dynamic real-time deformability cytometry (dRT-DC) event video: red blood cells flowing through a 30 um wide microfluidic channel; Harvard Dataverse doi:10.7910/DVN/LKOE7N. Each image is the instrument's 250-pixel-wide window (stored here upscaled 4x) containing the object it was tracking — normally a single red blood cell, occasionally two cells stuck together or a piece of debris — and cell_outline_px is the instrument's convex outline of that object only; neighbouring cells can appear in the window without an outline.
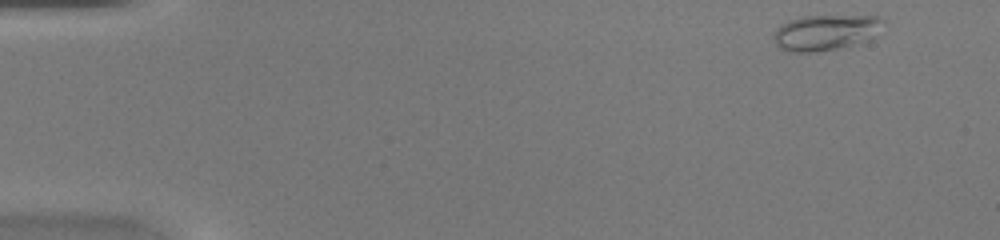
{"species": "common noctule bat (a hibernating species)", "species_latin": "Nyctalus noctula", "temperature_condition": "warm", "stored_images_in_passage": 46, "camera_frame_rate_fps": 3000, "um_per_image_px": 0.085, "animal": {"sex": "female", "body_mass_g": 20.0, "forearm_length_mm": 54.0}, "frame": {"image": 1, "passage_image": 1, "time_ms": 0.0, "image_size_px": [1000, 240], "cell_outline_px": [[884, 20], [872, 36], [868, 40], [836, 48], [816, 52], [788, 52], [780, 48], [776, 44], [772, 36], [772, 32], [776, 28], [788, 20], [800, 16], [880, 16]], "centroid_in_image_um": [70.07, 2.75], "position_along_channel_um": 14.9, "area_um2": 22.54}}
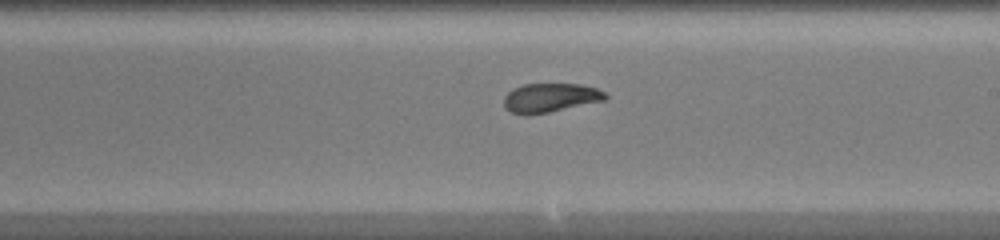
{"frame": {"image": 2, "passage_image": 26, "time_ms": 8.333, "image_size_px": [1000, 240], "cell_outline_px": [[608, 100], [528, 116], [512, 112], [504, 108], [504, 96], [512, 88], [524, 84], [580, 84], [596, 88], [604, 92], [608, 96]], "centroid_in_image_um": [46.77, 8.31], "position_along_channel_um": 242.2, "area_um2": 17.34}}
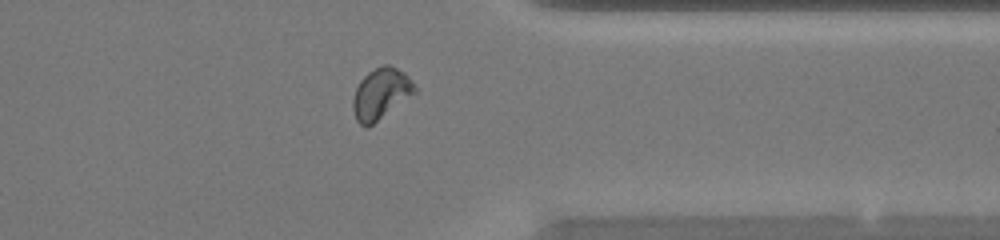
{"frame": {"image": 3, "passage_image": 36, "time_ms": 11.667, "image_size_px": [1000, 240], "cell_outline_px": [[416, 92], [368, 128], [364, 128], [356, 120], [352, 108], [352, 96], [360, 80], [368, 72], [384, 64], [388, 64], [404, 72], [412, 80], [416, 88]], "centroid_in_image_um": [32.34, 7.98], "position_along_channel_um": 379.1, "area_um2": 18.44}, "authors_computed_cell_mechanics": {"area_um2": 17.8891, "velocity_mm_per_s": 4.2646, "shape_relaxation_time_tau1_ms": 9.9783, "shape_relaxation_time_tau2_ms": 1.2201, "deformation_change_tau1": 0.2961, "deformation_change_tau2": 0.0637}}